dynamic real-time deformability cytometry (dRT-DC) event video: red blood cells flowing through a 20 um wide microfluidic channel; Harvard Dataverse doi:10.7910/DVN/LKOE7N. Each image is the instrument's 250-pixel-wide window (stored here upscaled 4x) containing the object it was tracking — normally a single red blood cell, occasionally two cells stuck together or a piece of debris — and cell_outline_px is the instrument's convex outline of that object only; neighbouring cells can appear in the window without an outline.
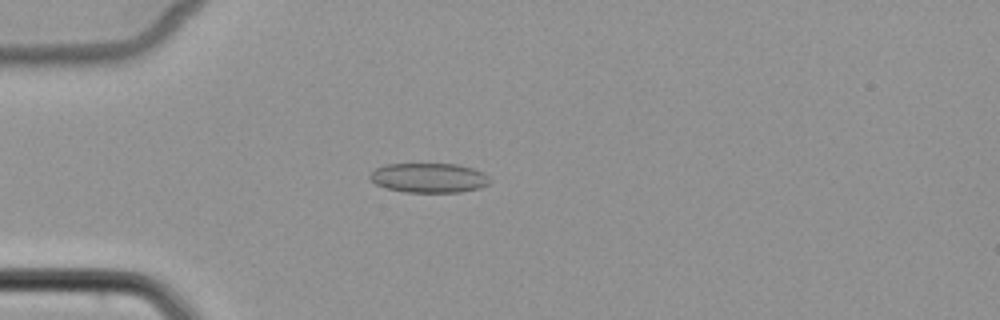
{"species": "common noctule bat (a hibernating species)", "species_latin": "Nyctalus noctula", "temperature_condition": "cold", "stored_images_in_passage": 52, "camera_frame_rate_fps": 3000, "um_per_image_px": 0.085, "animal": {"sex": "female", "body_mass_g": 22.7, "forearm_length_mm": 54.2}, "frame": {"image": 1, "passage_image": 15, "time_ms": 4.667, "image_size_px": [1000, 320], "cell_outline_px": [[492, 180], [488, 184], [480, 188], [460, 192], [404, 192], [388, 188], [376, 184], [368, 176], [376, 168], [384, 164], [456, 164], [472, 168], [484, 172]], "centroid_in_image_um": [36.49, 15.11], "position_along_channel_um": 48.5, "area_um2": 20.69}}
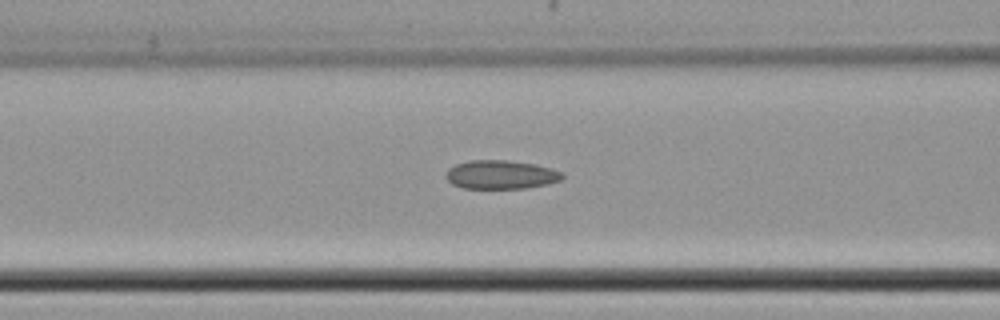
{"frame": {"image": 2, "passage_image": 22, "time_ms": 7.0, "image_size_px": [1000, 320], "cell_outline_px": [[564, 176], [560, 180], [548, 184], [528, 188], [464, 188], [452, 184], [444, 176], [448, 168], [456, 164], [468, 160], [508, 160], [536, 164], [552, 168], [564, 172]], "centroid_in_image_um": [42.59, 14.84], "position_along_channel_um": 124.0, "area_um2": 19.71}}
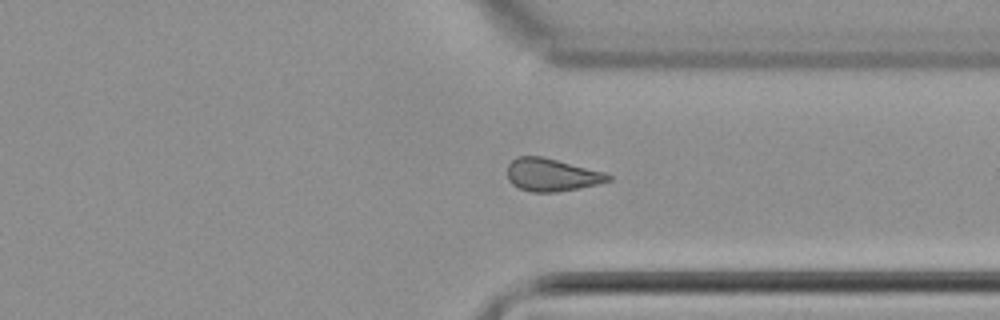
{"frame": {"image": 3, "passage_image": 40, "time_ms": 13.0, "image_size_px": [1000, 320], "cell_outline_px": [[612, 180], [600, 184], [580, 188], [556, 192], [532, 192], [520, 188], [512, 184], [508, 180], [508, 164], [516, 156], [540, 156], [604, 172], [612, 176]], "centroid_in_image_um": [46.9, 14.87], "position_along_channel_um": 364.5, "area_um2": 19.19}}